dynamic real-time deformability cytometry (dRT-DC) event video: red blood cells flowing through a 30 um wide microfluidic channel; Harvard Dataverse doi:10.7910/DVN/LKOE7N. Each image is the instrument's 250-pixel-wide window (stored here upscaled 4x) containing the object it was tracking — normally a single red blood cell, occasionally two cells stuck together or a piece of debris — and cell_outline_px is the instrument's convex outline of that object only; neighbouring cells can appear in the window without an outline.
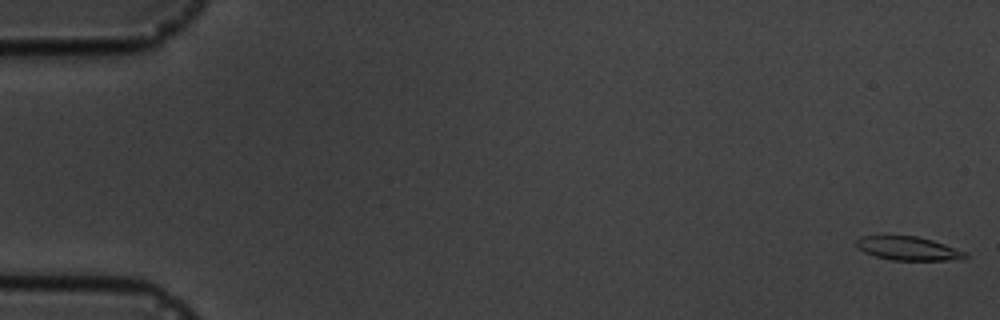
{"species": "common noctule bat (a hibernating species)", "species_latin": "Nyctalus noctula", "temperature_condition": "cold", "stored_images_in_passage": 8, "camera_frame_rate_fps": 3000, "um_per_image_px": 0.085, "animal": {"sex": "male", "body_mass_g": 19.5, "forearm_length_mm": 54.6}, "frame": {"image": 1, "passage_image": 1, "time_ms": 0.0, "image_size_px": [1000, 320], "cell_outline_px": [[968, 256], [964, 260], [892, 260], [876, 256], [864, 252], [856, 244], [856, 240], [860, 236], [916, 236], [932, 240], [968, 252]], "centroid_in_image_um": [77.26, 21.13], "position_along_channel_um": 7.7, "area_um2": 15.03}}
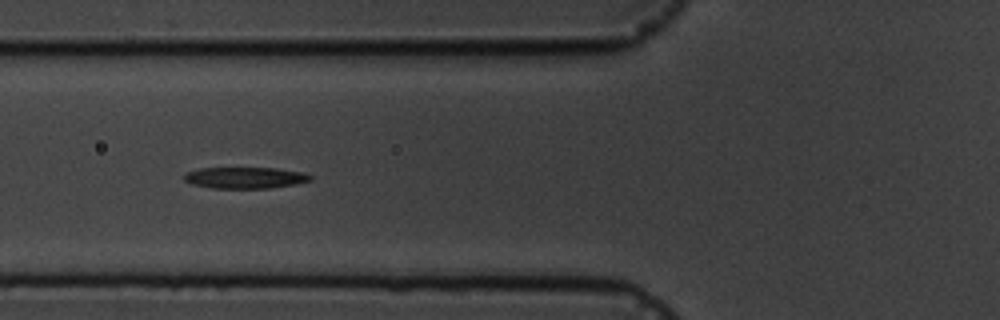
{"frame": {"image": 2, "passage_image": 7, "time_ms": 6.667, "image_size_px": [1000, 320], "cell_outline_px": [[312, 180], [272, 188], [212, 188], [192, 184], [184, 180], [184, 172], [200, 168], [276, 168], [300, 172], [312, 176]], "centroid_in_image_um": [20.78, 15.1], "position_along_channel_um": 105.0, "area_um2": 15.61}}
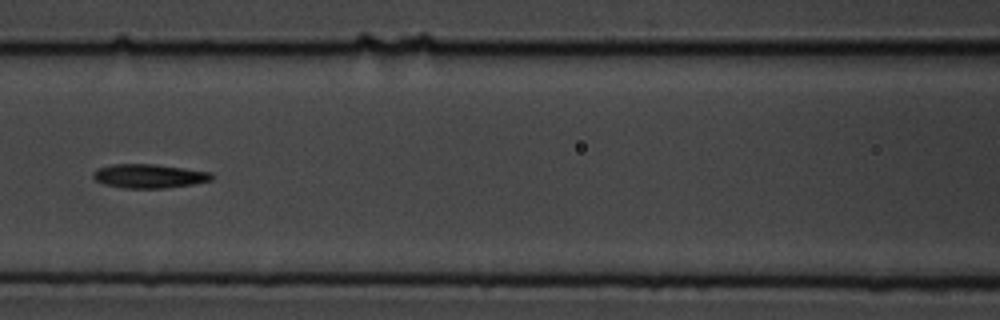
{"frame": {"image": 3, "passage_image": 8, "time_ms": 8.0, "image_size_px": [1000, 320], "cell_outline_px": [[216, 176], [212, 180], [192, 184], [164, 188], [124, 188], [104, 184], [96, 180], [92, 176], [92, 172], [96, 168], [112, 164], [156, 164], [212, 172]], "centroid_in_image_um": [12.68, 14.95], "position_along_channel_um": 153.9, "area_um2": 16.7}}